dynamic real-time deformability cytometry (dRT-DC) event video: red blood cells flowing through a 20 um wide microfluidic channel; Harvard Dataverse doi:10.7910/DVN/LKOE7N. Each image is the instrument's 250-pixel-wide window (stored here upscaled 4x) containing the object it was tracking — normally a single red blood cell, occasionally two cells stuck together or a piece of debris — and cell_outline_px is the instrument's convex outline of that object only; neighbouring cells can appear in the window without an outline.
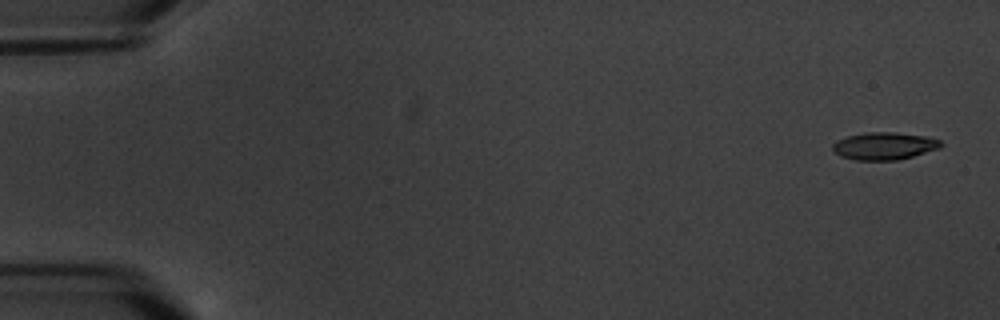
{"species": "common noctule bat (a hibernating species)", "species_latin": "Nyctalus noctula", "temperature_condition": "warm", "stored_images_in_passage": 5, "camera_frame_rate_fps": 3000, "um_per_image_px": 0.085, "animal": {"sex": "male", "body_mass_g": 20.1, "forearm_length_mm": 53.5}, "frame": {"image": 1, "passage_image": 1, "time_ms": 0.0, "image_size_px": [1000, 320], "cell_outline_px": [[944, 144], [940, 148], [912, 156], [896, 160], [856, 160], [840, 156], [832, 148], [832, 144], [836, 140], [848, 136], [868, 132], [896, 132], [924, 136], [940, 140]], "centroid_in_image_um": [75.16, 12.4], "position_along_channel_um": 9.8, "area_um2": 17.22}}
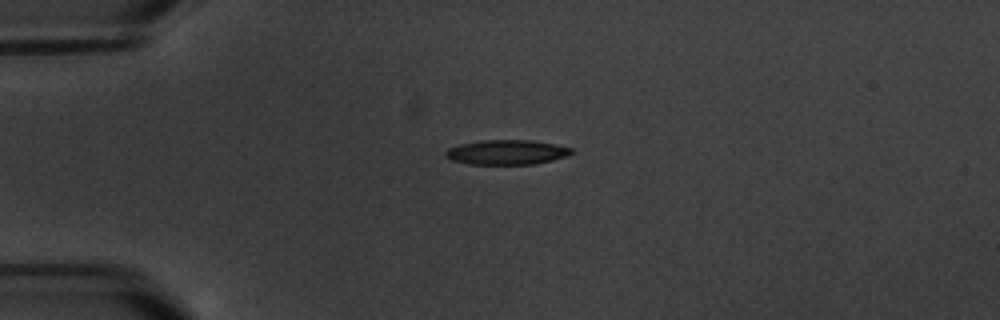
{"frame": {"image": 2, "passage_image": 4, "time_ms": 4.333, "image_size_px": [1000, 320], "cell_outline_px": [[572, 152], [564, 156], [552, 160], [536, 164], [468, 164], [452, 160], [444, 156], [444, 152], [448, 148], [460, 144], [484, 140], [532, 140], [556, 144], [572, 148]], "centroid_in_image_um": [43.04, 12.94], "position_along_channel_um": 42.0, "area_um2": 18.09}}